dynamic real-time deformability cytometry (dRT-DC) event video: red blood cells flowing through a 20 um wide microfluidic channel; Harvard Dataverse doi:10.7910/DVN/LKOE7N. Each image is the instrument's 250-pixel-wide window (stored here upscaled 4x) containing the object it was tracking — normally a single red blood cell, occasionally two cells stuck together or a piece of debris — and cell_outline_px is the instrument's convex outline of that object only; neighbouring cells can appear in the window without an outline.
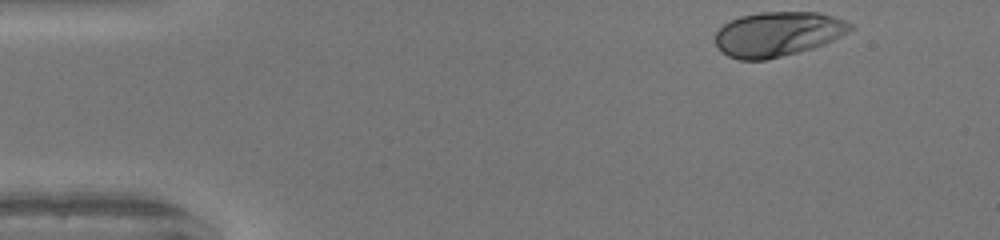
{"species": "human", "species_latin": "Homo sapiens", "temperature_condition": "warm", "stored_images_in_passage": 36, "camera_frame_rate_fps": 3000, "um_per_image_px": 0.085, "donor": {"sex": "female"}, "frame": {"image": 1, "passage_image": 1, "time_ms": 0.0, "image_size_px": [1000, 240], "cell_outline_px": [[856, 28], [824, 44], [812, 48], [764, 60], [740, 60], [728, 56], [720, 52], [716, 44], [716, 32], [724, 24], [740, 16], [760, 12], [820, 12], [844, 20], [852, 24]], "centroid_in_image_um": [66.11, 2.89], "position_along_channel_um": 18.9, "area_um2": 35.03}}
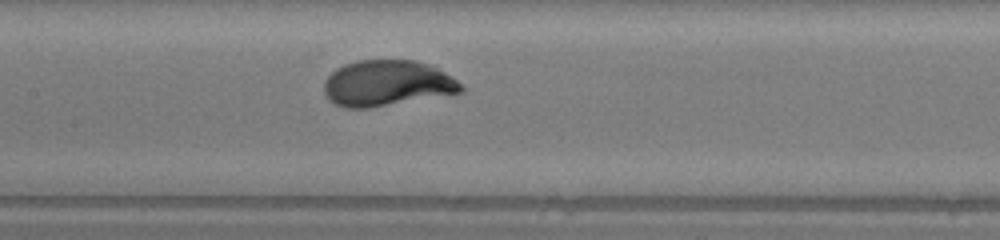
{"frame": {"image": 2, "passage_image": 20, "time_ms": 6.333, "image_size_px": [1000, 240], "cell_outline_px": [[464, 92], [368, 108], [344, 108], [328, 100], [324, 92], [324, 80], [336, 68], [344, 64], [356, 60], [416, 60], [428, 64], [452, 76], [464, 88]], "centroid_in_image_um": [32.87, 7.07], "position_along_channel_um": 174.5, "area_um2": 36.65}}
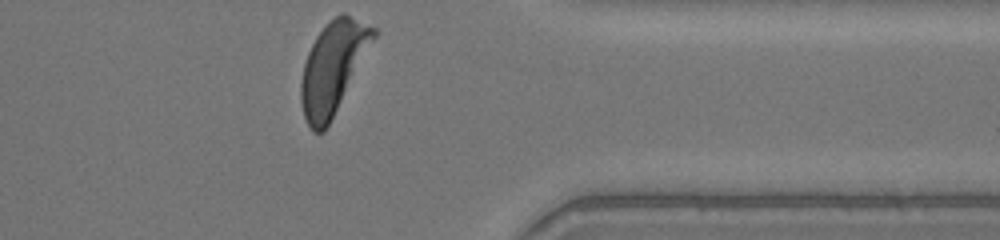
{"frame": {"image": 3, "passage_image": 36, "time_ms": 11.667, "image_size_px": [1000, 240], "cell_outline_px": [[376, 36], [324, 132], [312, 132], [304, 116], [300, 100], [300, 84], [304, 64], [308, 52], [316, 36], [336, 16], [344, 12], [376, 28]], "centroid_in_image_um": [28.28, 5.74], "position_along_channel_um": 383.1, "area_um2": 37.74}, "authors_computed_cell_mechanics": {"area_um2": 35.8071, "velocity_mm_per_s": 4.126, "shape_relaxation_time_tau1_ms": 2.194, "shape_relaxation_time_tau2_ms": null, "deformation_change_tau1": 0.1653, "deformation_change_tau2": null}}